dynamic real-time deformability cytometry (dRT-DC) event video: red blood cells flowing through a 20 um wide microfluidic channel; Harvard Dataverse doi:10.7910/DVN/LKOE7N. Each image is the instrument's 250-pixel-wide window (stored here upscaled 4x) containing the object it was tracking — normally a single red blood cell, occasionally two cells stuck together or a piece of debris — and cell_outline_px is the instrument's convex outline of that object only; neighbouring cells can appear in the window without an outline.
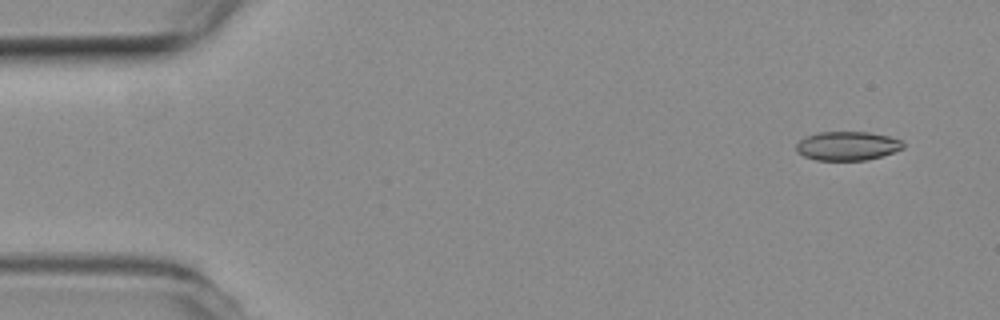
{"species": "common noctule bat (a hibernating species)", "species_latin": "Nyctalus noctula", "temperature_condition": "room temperature", "stored_images_in_passage": 5, "camera_frame_rate_fps": 3000, "um_per_image_px": 0.085, "animal": {"sex": "female", "body_mass_g": 19.3, "forearm_length_mm": 54.1}, "frame": {"image": 1, "passage_image": 1, "time_ms": 0.0, "image_size_px": [1000, 320], "cell_outline_px": [[904, 148], [880, 156], [864, 160], [816, 160], [804, 156], [796, 152], [796, 144], [804, 136], [820, 132], [868, 132], [888, 136], [900, 140], [904, 144]], "centroid_in_image_um": [71.98, 12.4], "position_along_channel_um": 13.0, "area_um2": 17.92}}
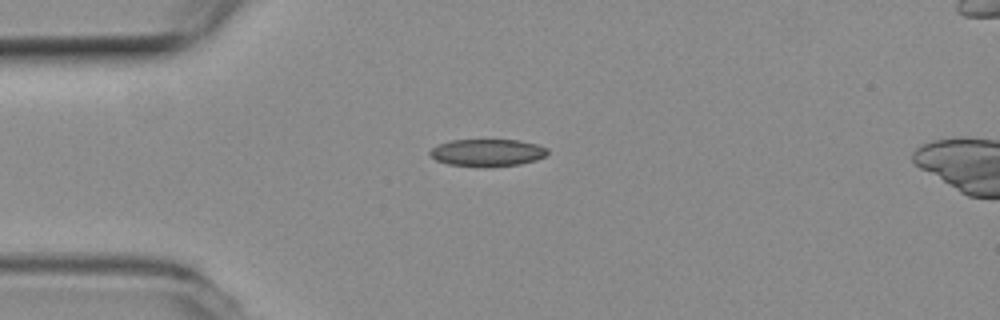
{"frame": {"image": 2, "passage_image": 3, "time_ms": 0.667, "image_size_px": [1000, 320], "cell_outline_px": [[548, 152], [544, 156], [536, 160], [520, 164], [492, 168], [484, 168], [448, 164], [436, 160], [428, 156], [428, 152], [432, 148], [440, 144], [452, 140], [516, 140], [536, 144], [548, 148]], "centroid_in_image_um": [41.4, 13.0], "position_along_channel_um": 43.6, "area_um2": 18.96}}
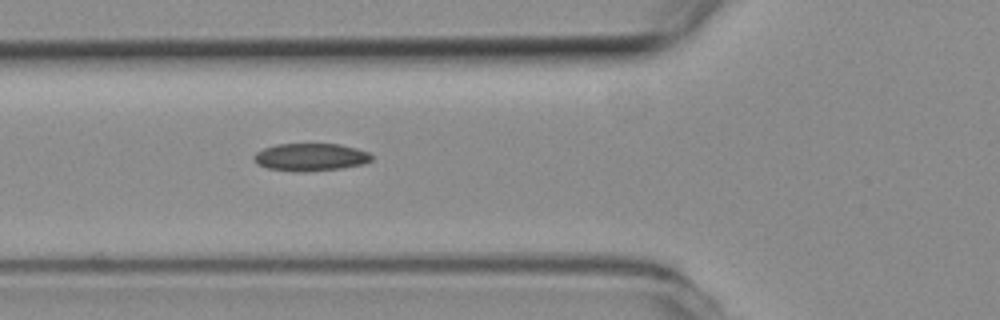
{"frame": {"image": 3, "passage_image": 5, "time_ms": 1.333, "image_size_px": [1000, 320], "cell_outline_px": [[372, 160], [364, 164], [340, 168], [304, 172], [296, 172], [268, 168], [252, 160], [252, 156], [256, 152], [264, 148], [276, 144], [340, 144], [356, 148], [368, 152], [372, 156]], "centroid_in_image_um": [26.39, 13.35], "position_along_channel_um": 99.4, "area_um2": 18.96}}